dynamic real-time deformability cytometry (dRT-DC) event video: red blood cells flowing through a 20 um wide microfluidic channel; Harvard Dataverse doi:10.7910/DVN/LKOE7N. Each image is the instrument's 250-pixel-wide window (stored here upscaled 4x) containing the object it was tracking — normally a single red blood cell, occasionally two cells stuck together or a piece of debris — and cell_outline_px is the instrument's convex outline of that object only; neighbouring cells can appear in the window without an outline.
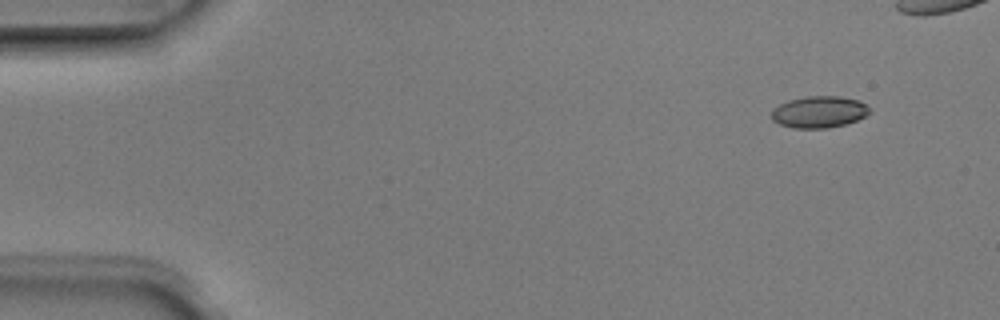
{"species": "Egyptian fruit bat (a non-hibernating species)", "species_latin": "Rousettus aegyptiacus", "temperature_condition": "room temperature", "stored_images_in_passage": 5, "camera_frame_rate_fps": 3000, "um_per_image_px": 0.085, "animal": {"sex": "male"}, "frame": {"image": 1, "passage_image": 2, "time_ms": 0.333, "image_size_px": [1000, 320], "cell_outline_px": [[872, 112], [856, 120], [844, 124], [828, 128], [792, 128], [780, 124], [772, 120], [772, 108], [788, 100], [808, 96], [840, 96], [860, 100]], "centroid_in_image_um": [69.61, 9.51], "position_along_channel_um": 15.4, "area_um2": 18.09}}